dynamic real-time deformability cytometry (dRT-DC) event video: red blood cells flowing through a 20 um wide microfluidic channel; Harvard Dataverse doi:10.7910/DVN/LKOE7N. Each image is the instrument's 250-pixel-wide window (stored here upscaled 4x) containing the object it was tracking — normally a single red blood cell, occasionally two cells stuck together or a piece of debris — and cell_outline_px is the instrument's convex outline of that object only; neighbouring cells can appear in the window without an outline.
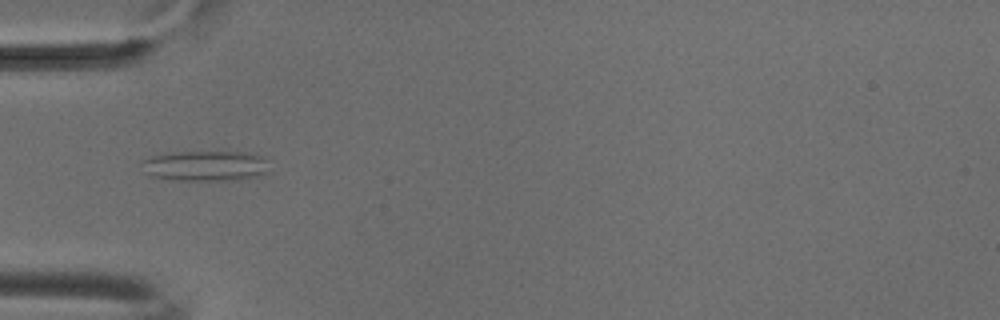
{"species": "common noctule bat (a hibernating species)", "species_latin": "Nyctalus noctula", "temperature_condition": "cold", "stored_images_in_passage": 36, "camera_frame_rate_fps": 3000, "um_per_image_px": 0.085, "animal": {"sex": "male", "body_mass_g": 18.8}, "frame": {"image": 1, "passage_image": 17, "time_ms": 5.333, "image_size_px": [1000, 320], "cell_outline_px": [[272, 172], [264, 176], [240, 180], [172, 180], [148, 176], [144, 172], [144, 160], [152, 156], [172, 152], [244, 152], [260, 156], [268, 160]], "centroid_in_image_um": [17.57, 14.12], "position_along_channel_um": 67.4, "area_um2": 23.06}}
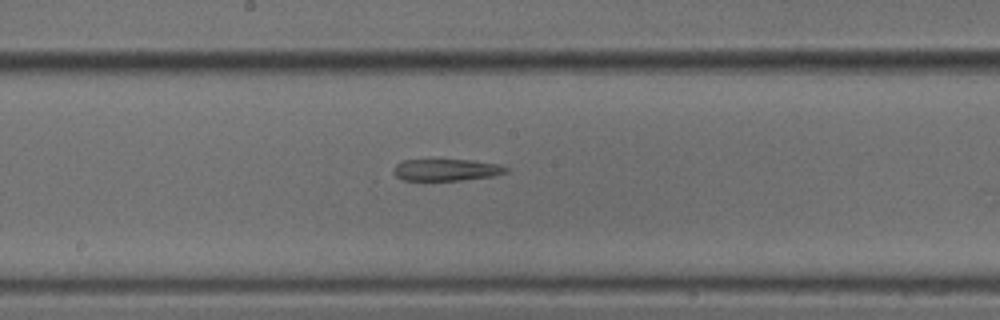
{"frame": {"image": 2, "passage_image": 28, "time_ms": 9.0, "image_size_px": [1000, 320], "cell_outline_px": [[508, 172], [492, 176], [460, 180], [404, 180], [396, 176], [392, 172], [392, 168], [396, 164], [404, 160], [472, 160], [500, 164], [508, 168]], "centroid_in_image_um": [37.93, 14.43], "position_along_channel_um": 210.3, "area_um2": 14.28}}
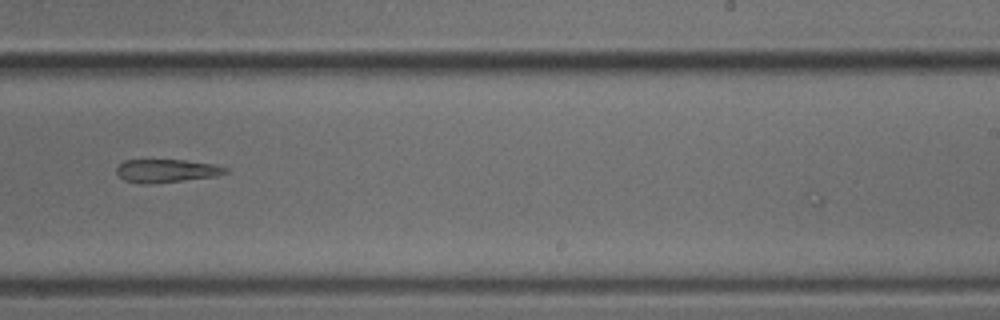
{"frame": {"image": 3, "passage_image": 33, "time_ms": 10.667, "image_size_px": [1000, 320], "cell_outline_px": [[228, 172], [216, 176], [152, 184], [140, 184], [124, 180], [116, 172], [116, 168], [124, 160], [184, 160], [212, 164], [228, 168]], "centroid_in_image_um": [14.13, 14.52], "position_along_channel_um": 274.9, "area_um2": 14.68}}